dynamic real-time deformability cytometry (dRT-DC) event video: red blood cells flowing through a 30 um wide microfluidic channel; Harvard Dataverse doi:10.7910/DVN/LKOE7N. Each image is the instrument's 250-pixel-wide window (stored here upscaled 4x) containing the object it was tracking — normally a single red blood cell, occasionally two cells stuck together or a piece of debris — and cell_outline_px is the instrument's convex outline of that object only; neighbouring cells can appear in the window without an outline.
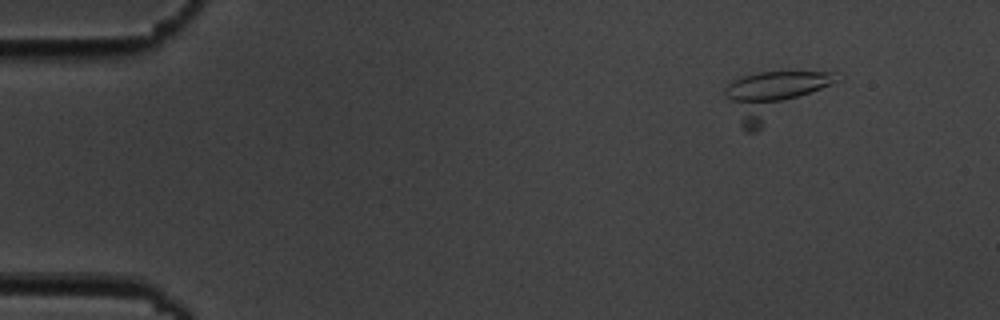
{"species": "common noctule bat (a hibernating species)", "species_latin": "Nyctalus noctula", "temperature_condition": "cold", "stored_images_in_passage": 6, "camera_frame_rate_fps": 3000, "um_per_image_px": 0.085, "animal": {"sex": "male", "body_mass_g": 19.5, "forearm_length_mm": 54.6}, "frame": {"image": 1, "passage_image": 3, "time_ms": 3.333, "image_size_px": [1000, 320], "cell_outline_px": [[840, 80], [756, 132], [748, 132], [744, 128], [724, 92], [724, 88], [732, 80], [744, 76], [760, 72], [836, 72]], "centroid_in_image_um": [65.76, 8.06], "position_along_channel_um": 19.2, "area_um2": 29.71}}